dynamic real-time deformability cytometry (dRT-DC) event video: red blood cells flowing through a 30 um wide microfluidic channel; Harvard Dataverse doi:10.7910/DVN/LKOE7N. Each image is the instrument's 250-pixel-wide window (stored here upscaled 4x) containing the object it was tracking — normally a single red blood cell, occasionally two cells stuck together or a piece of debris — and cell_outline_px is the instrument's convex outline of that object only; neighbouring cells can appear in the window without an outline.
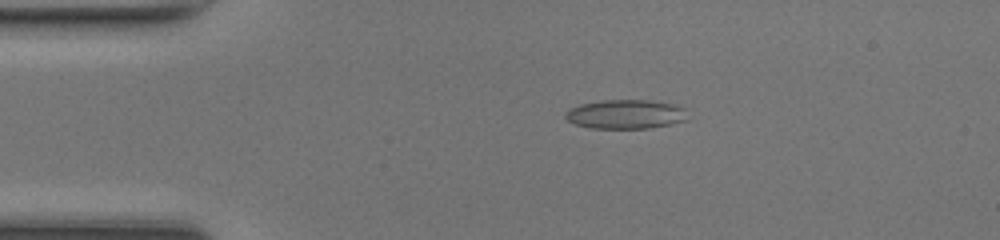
{"species": "common noctule bat (a hibernating species)", "species_latin": "Nyctalus noctula", "temperature_condition": "room temperature", "stored_images_in_passage": 39, "camera_frame_rate_fps": 3000, "um_per_image_px": 0.085, "animal": {"sex": "female", "body_mass_g": 17.0, "forearm_length_mm": 48.0}, "frame": {"image": 1, "passage_image": 1, "time_ms": 0.0, "image_size_px": [1000, 240], "cell_outline_px": [[688, 120], [648, 128], [588, 128], [576, 124], [568, 120], [564, 116], [564, 112], [568, 108], [580, 104], [600, 100], [648, 100], [676, 104], [688, 108]], "centroid_in_image_um": [53.2, 9.69], "position_along_channel_um": 31.8, "area_um2": 21.1}}
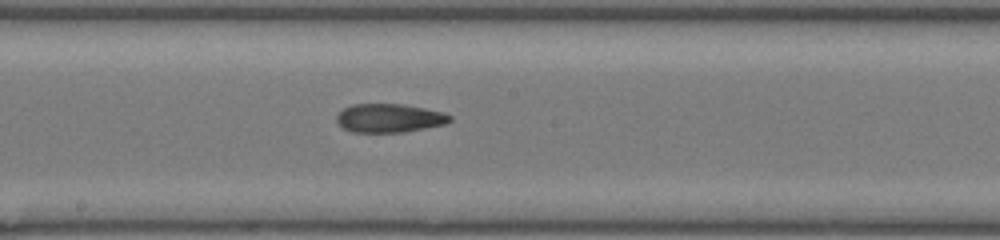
{"frame": {"image": 2, "passage_image": 17, "time_ms": 5.333, "image_size_px": [1000, 240], "cell_outline_px": [[452, 120], [444, 124], [404, 132], [352, 132], [344, 128], [336, 120], [336, 112], [352, 104], [404, 104], [424, 108], [440, 112], [452, 116]], "centroid_in_image_um": [33.05, 10.03], "position_along_channel_um": 215.2, "area_um2": 18.84}}
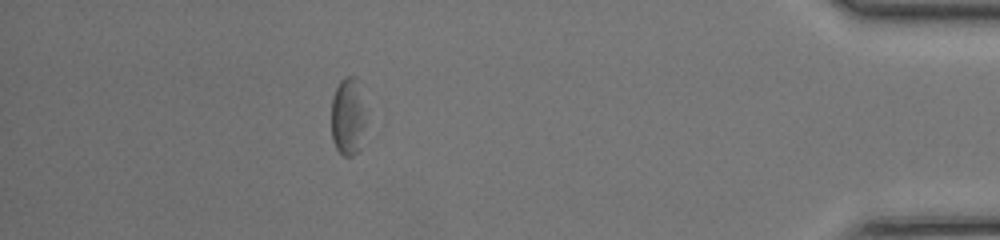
{"frame": {"image": 3, "passage_image": 34, "time_ms": 11.0, "image_size_px": [1000, 240], "cell_outline_px": [[384, 124], [352, 156], [344, 156], [336, 148], [332, 140], [332, 96], [340, 80], [344, 76], [356, 76], [360, 80], [384, 116]], "centroid_in_image_um": [30.06, 9.86], "position_along_channel_um": 405.1, "area_um2": 21.15}, "authors_computed_cell_mechanics": {"area_um2": 19.4786, "velocity_mm_per_s": 4.3061, "shape_relaxation_time_tau1_ms": null, "shape_relaxation_time_tau2_ms": 1.7097, "deformation_change_tau1": null, "deformation_change_tau2": 0.0936}}